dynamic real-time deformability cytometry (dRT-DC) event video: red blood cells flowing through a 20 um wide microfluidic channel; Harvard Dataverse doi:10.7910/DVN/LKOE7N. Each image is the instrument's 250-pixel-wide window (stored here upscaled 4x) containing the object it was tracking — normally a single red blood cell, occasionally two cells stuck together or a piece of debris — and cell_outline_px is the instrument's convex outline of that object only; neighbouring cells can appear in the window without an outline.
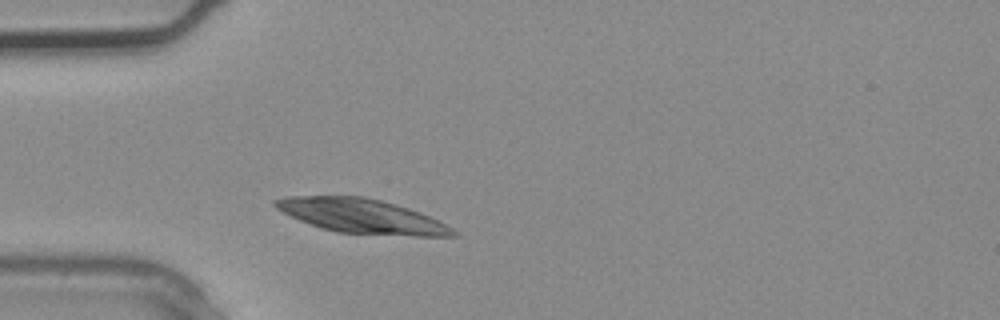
{"species": "common noctule bat (a hibernating species)", "species_latin": "Nyctalus noctula", "temperature_condition": "warm", "stored_images_in_passage": 3, "camera_frame_rate_fps": 3000, "um_per_image_px": 0.085, "animal": {"sex": "male", "body_mass_g": 20.4}, "frame": {"image": 1, "passage_image": 3, "time_ms": 0.667, "image_size_px": [1000, 320], "cell_outline_px": [[460, 236], [416, 236], [336, 232], [320, 228], [300, 220], [276, 208], [272, 204], [272, 200], [284, 196], [364, 196], [396, 204], [420, 212], [452, 228]], "centroid_in_image_um": [30.71, 18.36], "position_along_channel_um": 54.3, "area_um2": 35.26}}